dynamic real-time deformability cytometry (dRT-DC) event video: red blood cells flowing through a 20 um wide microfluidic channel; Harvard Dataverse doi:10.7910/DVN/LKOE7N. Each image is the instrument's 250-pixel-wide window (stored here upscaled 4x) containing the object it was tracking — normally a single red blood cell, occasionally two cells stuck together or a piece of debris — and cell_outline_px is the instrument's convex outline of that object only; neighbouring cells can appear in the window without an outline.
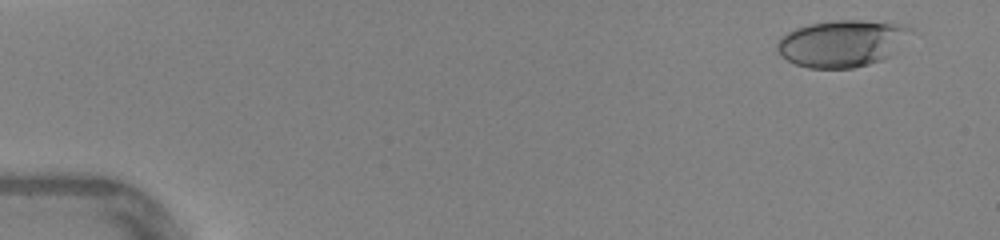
{"species": "human", "species_latin": "Homo sapiens", "temperature_condition": "warm", "stored_images_in_passage": 41, "camera_frame_rate_fps": 3000, "um_per_image_px": 0.085, "donor": {"sex": "female"}, "frame": {"image": 1, "passage_image": 3, "time_ms": 0.667, "image_size_px": [1000, 240], "cell_outline_px": [[912, 32], [888, 56], [880, 60], [868, 64], [852, 68], [808, 68], [796, 64], [780, 56], [776, 48], [776, 44], [788, 32], [796, 28], [812, 24], [836, 20], [860, 20], [904, 24], [912, 28]], "centroid_in_image_um": [71.55, 3.68], "position_along_channel_um": 13.4, "area_um2": 35.95}}
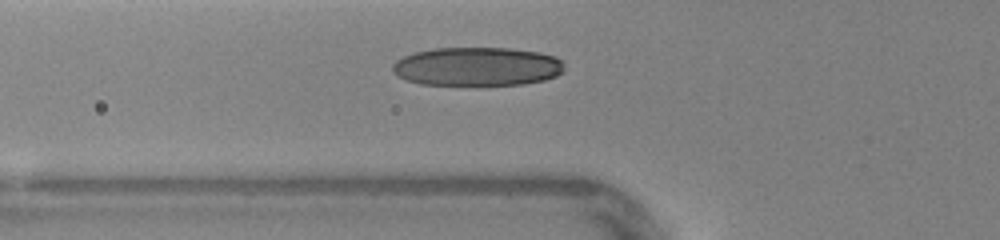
{"frame": {"image": 2, "passage_image": 17, "time_ms": 5.333, "image_size_px": [1000, 240], "cell_outline_px": [[564, 68], [556, 76], [544, 80], [524, 84], [420, 84], [408, 80], [392, 72], [392, 64], [396, 60], [404, 56], [416, 52], [432, 48], [512, 48], [540, 52], [556, 56], [564, 60]], "centroid_in_image_um": [40.59, 5.64], "position_along_channel_um": 85.2, "area_um2": 38.73}}
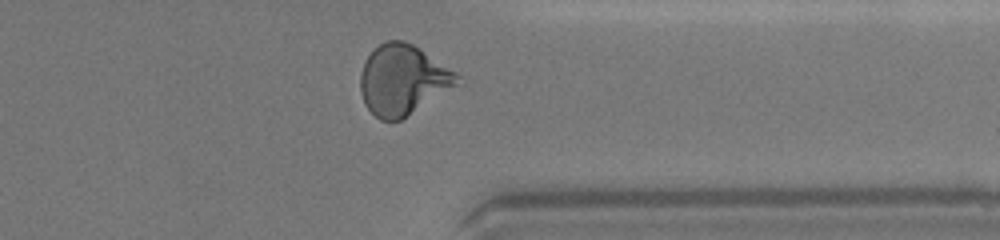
{"frame": {"image": 3, "passage_image": 37, "time_ms": 12.0, "image_size_px": [1000, 240], "cell_outline_px": [[460, 76], [456, 84], [400, 120], [380, 120], [364, 104], [360, 92], [360, 72], [368, 56], [384, 40], [404, 40], [420, 48], [456, 72]], "centroid_in_image_um": [34.19, 6.76], "position_along_channel_um": 377.2, "area_um2": 38.84}, "authors_computed_cell_mechanics": {"area_um2": 37.6856, "velocity_mm_per_s": 4.3902, "shape_relaxation_time_tau1_ms": 3.5007, "shape_relaxation_time_tau2_ms": 0.7634, "deformation_change_tau1": 0.1764, "deformation_change_tau2": 0.0704}}